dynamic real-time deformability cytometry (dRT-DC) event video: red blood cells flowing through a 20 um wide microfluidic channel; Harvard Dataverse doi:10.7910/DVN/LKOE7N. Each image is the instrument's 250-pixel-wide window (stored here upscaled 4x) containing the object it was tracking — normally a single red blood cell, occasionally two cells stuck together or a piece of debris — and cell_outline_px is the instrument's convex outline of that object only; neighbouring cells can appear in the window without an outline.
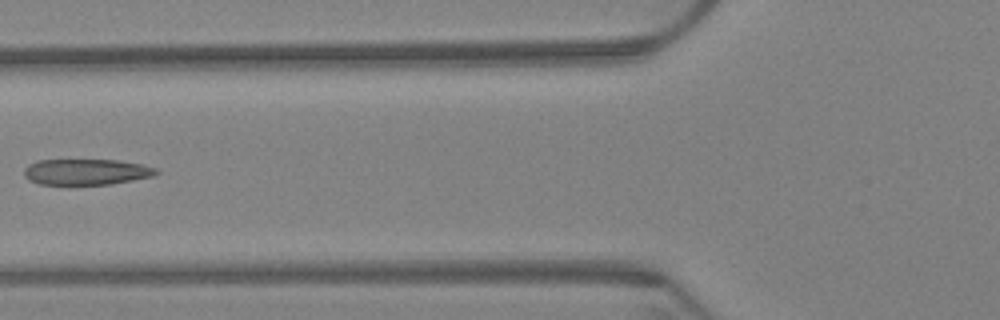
{"species": "Egyptian fruit bat (a non-hibernating species)", "species_latin": "Rousettus aegyptiacus", "temperature_condition": "warm", "stored_images_in_passage": 6, "camera_frame_rate_fps": 3000, "um_per_image_px": 0.085, "animal": {"sex": "female"}, "frame": {"image": 1, "passage_image": 4, "time_ms": 1.0, "image_size_px": [1000, 320], "cell_outline_px": [[160, 172], [156, 176], [112, 184], [68, 188], [40, 184], [28, 180], [24, 176], [24, 168], [28, 164], [36, 160], [116, 160], [140, 164], [156, 168]], "centroid_in_image_um": [7.28, 14.67], "position_along_channel_um": 118.5, "area_um2": 21.1}}
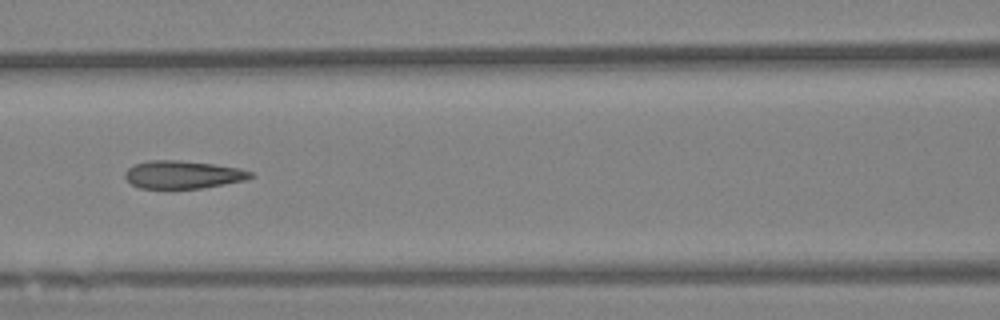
{"frame": {"image": 2, "passage_image": 5, "time_ms": 1.333, "image_size_px": [1000, 320], "cell_outline_px": [[256, 176], [244, 180], [204, 188], [140, 188], [132, 184], [124, 176], [124, 172], [128, 168], [136, 164], [148, 160], [176, 160], [212, 164], [240, 168], [252, 172]], "centroid_in_image_um": [15.55, 14.84], "position_along_channel_um": 151.0, "area_um2": 20.29}}
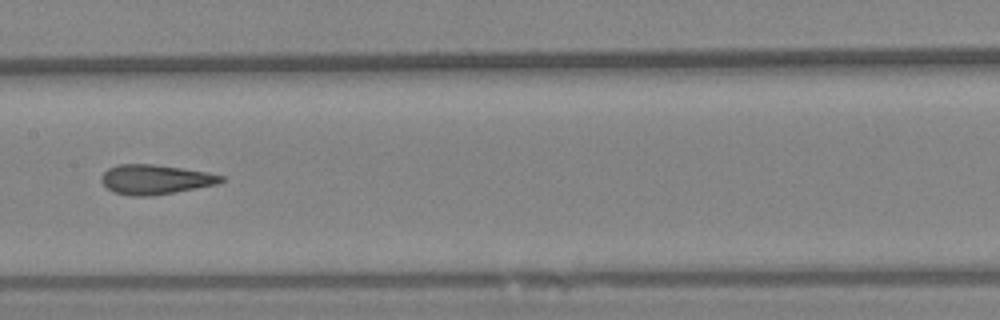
{"frame": {"image": 3, "passage_image": 6, "time_ms": 1.667, "image_size_px": [1000, 320], "cell_outline_px": [[224, 180], [216, 184], [196, 188], [148, 196], [132, 196], [112, 192], [100, 180], [104, 172], [108, 168], [116, 164], [152, 164], [208, 172], [224, 176]], "centroid_in_image_um": [13.17, 15.24], "position_along_channel_um": 194.2, "area_um2": 20.46}}